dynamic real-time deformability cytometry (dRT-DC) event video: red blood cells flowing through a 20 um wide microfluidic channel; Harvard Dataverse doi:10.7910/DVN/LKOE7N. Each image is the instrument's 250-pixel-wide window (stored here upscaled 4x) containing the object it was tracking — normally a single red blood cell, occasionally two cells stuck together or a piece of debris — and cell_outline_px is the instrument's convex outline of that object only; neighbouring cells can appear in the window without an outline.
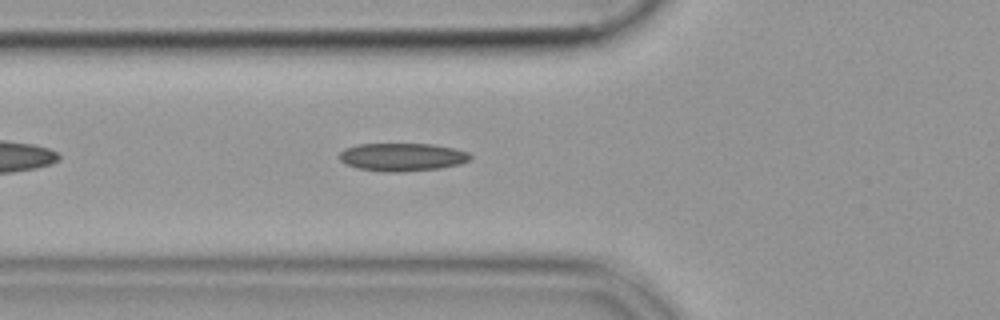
{"species": "common noctule bat (a hibernating species)", "species_latin": "Nyctalus noctula", "temperature_condition": "cold", "stored_images_in_passage": 42, "camera_frame_rate_fps": 3000, "um_per_image_px": 0.085, "animal": {"sex": "female", "body_mass_g": 19.9}, "frame": {"image": 1, "passage_image": 7, "time_ms": 2.0, "image_size_px": [1000, 320], "cell_outline_px": [[472, 156], [468, 160], [460, 164], [440, 168], [396, 172], [392, 172], [356, 168], [344, 164], [340, 160], [340, 152], [344, 148], [356, 144], [432, 144], [456, 148], [468, 152]], "centroid_in_image_um": [34.17, 13.34], "position_along_channel_um": 91.6, "area_um2": 21.39}}